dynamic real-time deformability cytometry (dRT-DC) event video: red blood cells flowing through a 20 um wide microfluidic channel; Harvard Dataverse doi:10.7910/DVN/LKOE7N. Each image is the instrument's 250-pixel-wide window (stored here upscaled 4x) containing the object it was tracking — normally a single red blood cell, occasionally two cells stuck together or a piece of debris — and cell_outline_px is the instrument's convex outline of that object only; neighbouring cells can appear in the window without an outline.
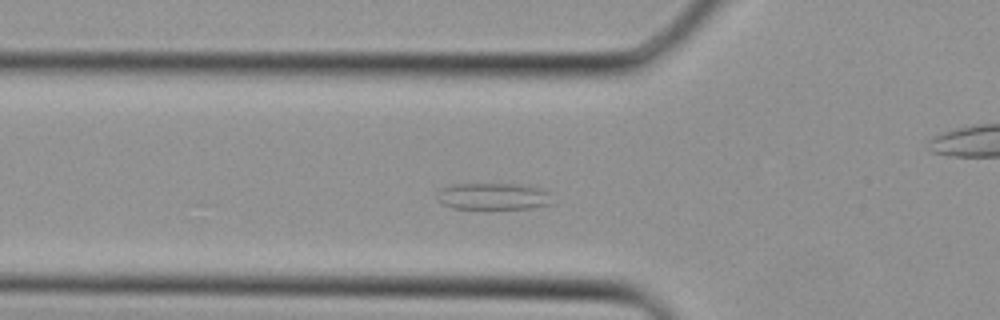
{"species": "Egyptian fruit bat (a non-hibernating species)", "species_latin": "Rousettus aegyptiacus", "temperature_condition": "cold", "stored_images_in_passage": 32, "camera_frame_rate_fps": 3000, "um_per_image_px": 0.085, "animal": {"sex": "female"}, "frame": {"image": 1, "passage_image": 8, "time_ms": 2.333, "image_size_px": [1000, 320], "cell_outline_px": [[548, 204], [532, 208], [452, 208], [440, 204], [436, 200], [436, 192], [440, 188], [456, 184], [508, 184], [544, 188], [548, 192]], "centroid_in_image_um": [41.8, 16.69], "position_along_channel_um": 84.0, "area_um2": 17.74}}
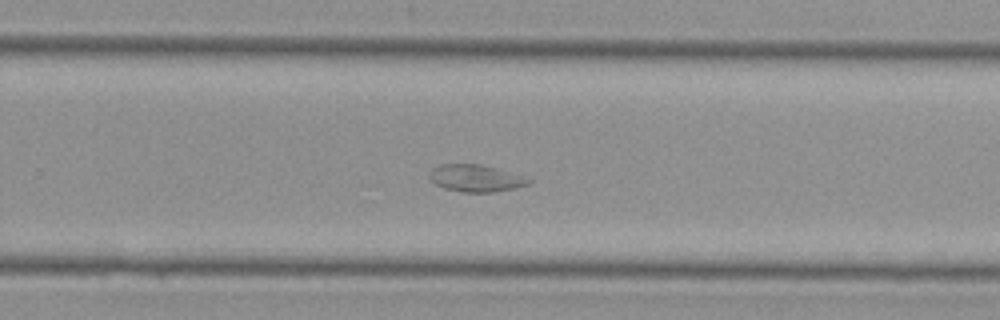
{"frame": {"image": 2, "passage_image": 19, "time_ms": 6.0, "image_size_px": [1000, 320], "cell_outline_px": [[532, 180], [528, 184], [512, 188], [492, 192], [460, 192], [444, 188], [436, 184], [428, 176], [432, 168], [440, 164], [480, 164], [520, 176]], "centroid_in_image_um": [40.35, 15.15], "position_along_channel_um": 289.5, "area_um2": 15.2}}
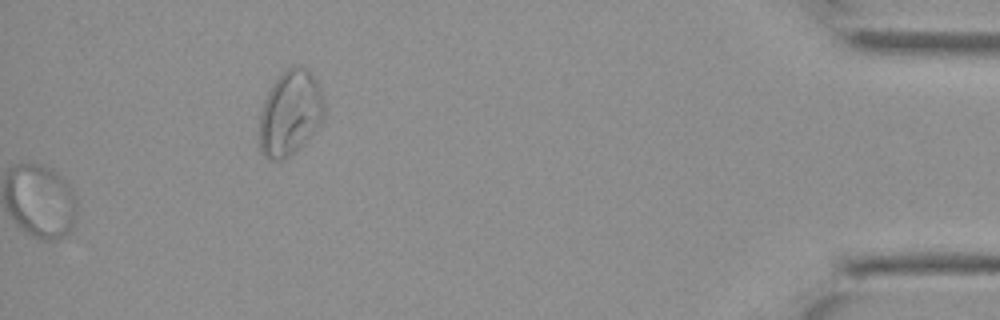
{"frame": {"image": 3, "passage_image": 32, "time_ms": 10.333, "image_size_px": [1000, 320], "cell_outline_px": [[324, 116], [304, 140], [288, 156], [280, 160], [272, 160], [264, 156], [260, 148], [260, 112], [264, 100], [272, 84], [280, 72], [296, 64], [300, 64], [308, 68], [316, 80], [320, 88], [324, 100]], "centroid_in_image_um": [24.64, 9.52], "position_along_channel_um": 410.6, "area_um2": 31.67}}